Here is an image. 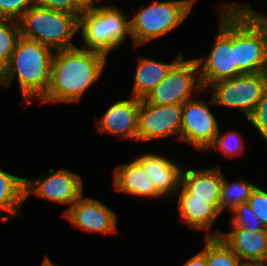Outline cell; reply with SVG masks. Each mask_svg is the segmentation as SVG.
<instances>
[{
    "mask_svg": "<svg viewBox=\"0 0 267 266\" xmlns=\"http://www.w3.org/2000/svg\"><path fill=\"white\" fill-rule=\"evenodd\" d=\"M54 53L53 49L40 42L20 37L6 63L0 86L8 89L13 82L18 81L22 104L35 103L33 100L39 102L50 85Z\"/></svg>",
    "mask_w": 267,
    "mask_h": 266,
    "instance_id": "obj_2",
    "label": "cell"
},
{
    "mask_svg": "<svg viewBox=\"0 0 267 266\" xmlns=\"http://www.w3.org/2000/svg\"><path fill=\"white\" fill-rule=\"evenodd\" d=\"M20 37L18 21L0 17V83L6 70V63L10 60Z\"/></svg>",
    "mask_w": 267,
    "mask_h": 266,
    "instance_id": "obj_25",
    "label": "cell"
},
{
    "mask_svg": "<svg viewBox=\"0 0 267 266\" xmlns=\"http://www.w3.org/2000/svg\"><path fill=\"white\" fill-rule=\"evenodd\" d=\"M79 16L33 5L18 20L20 36L40 42L54 51L74 48Z\"/></svg>",
    "mask_w": 267,
    "mask_h": 266,
    "instance_id": "obj_7",
    "label": "cell"
},
{
    "mask_svg": "<svg viewBox=\"0 0 267 266\" xmlns=\"http://www.w3.org/2000/svg\"><path fill=\"white\" fill-rule=\"evenodd\" d=\"M247 121L267 145V87Z\"/></svg>",
    "mask_w": 267,
    "mask_h": 266,
    "instance_id": "obj_27",
    "label": "cell"
},
{
    "mask_svg": "<svg viewBox=\"0 0 267 266\" xmlns=\"http://www.w3.org/2000/svg\"><path fill=\"white\" fill-rule=\"evenodd\" d=\"M183 56L162 80L144 99L155 105L183 104L195 97L203 87L199 78V67L194 58Z\"/></svg>",
    "mask_w": 267,
    "mask_h": 266,
    "instance_id": "obj_10",
    "label": "cell"
},
{
    "mask_svg": "<svg viewBox=\"0 0 267 266\" xmlns=\"http://www.w3.org/2000/svg\"><path fill=\"white\" fill-rule=\"evenodd\" d=\"M74 228L88 234H118V214L99 199L86 197L84 193L63 214Z\"/></svg>",
    "mask_w": 267,
    "mask_h": 266,
    "instance_id": "obj_13",
    "label": "cell"
},
{
    "mask_svg": "<svg viewBox=\"0 0 267 266\" xmlns=\"http://www.w3.org/2000/svg\"><path fill=\"white\" fill-rule=\"evenodd\" d=\"M267 87V72L242 74L220 80L208 89L215 105L237 110L248 119Z\"/></svg>",
    "mask_w": 267,
    "mask_h": 266,
    "instance_id": "obj_8",
    "label": "cell"
},
{
    "mask_svg": "<svg viewBox=\"0 0 267 266\" xmlns=\"http://www.w3.org/2000/svg\"><path fill=\"white\" fill-rule=\"evenodd\" d=\"M33 5V0H0V17L18 21Z\"/></svg>",
    "mask_w": 267,
    "mask_h": 266,
    "instance_id": "obj_28",
    "label": "cell"
},
{
    "mask_svg": "<svg viewBox=\"0 0 267 266\" xmlns=\"http://www.w3.org/2000/svg\"><path fill=\"white\" fill-rule=\"evenodd\" d=\"M176 198V199H175ZM177 203V216L179 222L187 228L195 231L205 232V237H219L223 230L215 228L213 225L221 214L210 204L198 198H191V193L180 183L174 197Z\"/></svg>",
    "mask_w": 267,
    "mask_h": 266,
    "instance_id": "obj_15",
    "label": "cell"
},
{
    "mask_svg": "<svg viewBox=\"0 0 267 266\" xmlns=\"http://www.w3.org/2000/svg\"><path fill=\"white\" fill-rule=\"evenodd\" d=\"M184 56L180 51L171 62L166 63L156 59L138 56L134 70V79L130 96L145 99L147 95L168 75L171 68Z\"/></svg>",
    "mask_w": 267,
    "mask_h": 266,
    "instance_id": "obj_19",
    "label": "cell"
},
{
    "mask_svg": "<svg viewBox=\"0 0 267 266\" xmlns=\"http://www.w3.org/2000/svg\"><path fill=\"white\" fill-rule=\"evenodd\" d=\"M128 98L115 100L97 119L95 126L98 133L137 143L140 99L130 95Z\"/></svg>",
    "mask_w": 267,
    "mask_h": 266,
    "instance_id": "obj_14",
    "label": "cell"
},
{
    "mask_svg": "<svg viewBox=\"0 0 267 266\" xmlns=\"http://www.w3.org/2000/svg\"><path fill=\"white\" fill-rule=\"evenodd\" d=\"M75 1L83 10L95 8L98 5H101L97 4L100 2V0H75Z\"/></svg>",
    "mask_w": 267,
    "mask_h": 266,
    "instance_id": "obj_32",
    "label": "cell"
},
{
    "mask_svg": "<svg viewBox=\"0 0 267 266\" xmlns=\"http://www.w3.org/2000/svg\"><path fill=\"white\" fill-rule=\"evenodd\" d=\"M198 95L182 104L180 142L203 152L219 132L220 123L211 107L216 106L212 95L202 99ZM198 98V99H197Z\"/></svg>",
    "mask_w": 267,
    "mask_h": 266,
    "instance_id": "obj_9",
    "label": "cell"
},
{
    "mask_svg": "<svg viewBox=\"0 0 267 266\" xmlns=\"http://www.w3.org/2000/svg\"><path fill=\"white\" fill-rule=\"evenodd\" d=\"M240 266H267V262L242 261Z\"/></svg>",
    "mask_w": 267,
    "mask_h": 266,
    "instance_id": "obj_33",
    "label": "cell"
},
{
    "mask_svg": "<svg viewBox=\"0 0 267 266\" xmlns=\"http://www.w3.org/2000/svg\"><path fill=\"white\" fill-rule=\"evenodd\" d=\"M219 237L242 261L267 262V230L229 229Z\"/></svg>",
    "mask_w": 267,
    "mask_h": 266,
    "instance_id": "obj_20",
    "label": "cell"
},
{
    "mask_svg": "<svg viewBox=\"0 0 267 266\" xmlns=\"http://www.w3.org/2000/svg\"><path fill=\"white\" fill-rule=\"evenodd\" d=\"M200 250L207 260V266H240L242 260L220 237H204Z\"/></svg>",
    "mask_w": 267,
    "mask_h": 266,
    "instance_id": "obj_24",
    "label": "cell"
},
{
    "mask_svg": "<svg viewBox=\"0 0 267 266\" xmlns=\"http://www.w3.org/2000/svg\"><path fill=\"white\" fill-rule=\"evenodd\" d=\"M169 157L153 151L141 152L134 157L167 202L173 201L180 184L182 168L186 165Z\"/></svg>",
    "mask_w": 267,
    "mask_h": 266,
    "instance_id": "obj_16",
    "label": "cell"
},
{
    "mask_svg": "<svg viewBox=\"0 0 267 266\" xmlns=\"http://www.w3.org/2000/svg\"><path fill=\"white\" fill-rule=\"evenodd\" d=\"M84 193V180L81 175L59 168H50L47 175L25 178V201L35 195L49 202L67 205L62 214Z\"/></svg>",
    "mask_w": 267,
    "mask_h": 266,
    "instance_id": "obj_11",
    "label": "cell"
},
{
    "mask_svg": "<svg viewBox=\"0 0 267 266\" xmlns=\"http://www.w3.org/2000/svg\"><path fill=\"white\" fill-rule=\"evenodd\" d=\"M182 104L155 105L140 99L137 142L174 137L180 142Z\"/></svg>",
    "mask_w": 267,
    "mask_h": 266,
    "instance_id": "obj_12",
    "label": "cell"
},
{
    "mask_svg": "<svg viewBox=\"0 0 267 266\" xmlns=\"http://www.w3.org/2000/svg\"><path fill=\"white\" fill-rule=\"evenodd\" d=\"M25 201V178L0 169V222L22 216Z\"/></svg>",
    "mask_w": 267,
    "mask_h": 266,
    "instance_id": "obj_21",
    "label": "cell"
},
{
    "mask_svg": "<svg viewBox=\"0 0 267 266\" xmlns=\"http://www.w3.org/2000/svg\"><path fill=\"white\" fill-rule=\"evenodd\" d=\"M239 176L238 180H229L224 172L220 192V214H227L237 205L247 203L253 189L257 186L247 179ZM225 212V213H223Z\"/></svg>",
    "mask_w": 267,
    "mask_h": 266,
    "instance_id": "obj_22",
    "label": "cell"
},
{
    "mask_svg": "<svg viewBox=\"0 0 267 266\" xmlns=\"http://www.w3.org/2000/svg\"><path fill=\"white\" fill-rule=\"evenodd\" d=\"M107 63L108 56L105 54L78 45L55 51L50 85L40 104H79L89 88L103 77Z\"/></svg>",
    "mask_w": 267,
    "mask_h": 266,
    "instance_id": "obj_1",
    "label": "cell"
},
{
    "mask_svg": "<svg viewBox=\"0 0 267 266\" xmlns=\"http://www.w3.org/2000/svg\"><path fill=\"white\" fill-rule=\"evenodd\" d=\"M228 224L229 229L243 230H266L263 223L254 215L248 203L237 205L229 213Z\"/></svg>",
    "mask_w": 267,
    "mask_h": 266,
    "instance_id": "obj_26",
    "label": "cell"
},
{
    "mask_svg": "<svg viewBox=\"0 0 267 266\" xmlns=\"http://www.w3.org/2000/svg\"><path fill=\"white\" fill-rule=\"evenodd\" d=\"M40 266H59L58 264H56L55 262H53L49 256H46L43 259V262L40 264Z\"/></svg>",
    "mask_w": 267,
    "mask_h": 266,
    "instance_id": "obj_34",
    "label": "cell"
},
{
    "mask_svg": "<svg viewBox=\"0 0 267 266\" xmlns=\"http://www.w3.org/2000/svg\"><path fill=\"white\" fill-rule=\"evenodd\" d=\"M182 264V266H207V260L206 256L201 251H198Z\"/></svg>",
    "mask_w": 267,
    "mask_h": 266,
    "instance_id": "obj_31",
    "label": "cell"
},
{
    "mask_svg": "<svg viewBox=\"0 0 267 266\" xmlns=\"http://www.w3.org/2000/svg\"><path fill=\"white\" fill-rule=\"evenodd\" d=\"M222 169L220 165L203 169L186 165L182 168L180 183L191 193V198L204 200L220 213Z\"/></svg>",
    "mask_w": 267,
    "mask_h": 266,
    "instance_id": "obj_18",
    "label": "cell"
},
{
    "mask_svg": "<svg viewBox=\"0 0 267 266\" xmlns=\"http://www.w3.org/2000/svg\"><path fill=\"white\" fill-rule=\"evenodd\" d=\"M260 186V183H258L253 189L247 203L254 212V215L263 223L267 230V191Z\"/></svg>",
    "mask_w": 267,
    "mask_h": 266,
    "instance_id": "obj_29",
    "label": "cell"
},
{
    "mask_svg": "<svg viewBox=\"0 0 267 266\" xmlns=\"http://www.w3.org/2000/svg\"><path fill=\"white\" fill-rule=\"evenodd\" d=\"M235 5V64L242 74L267 72V15L249 3Z\"/></svg>",
    "mask_w": 267,
    "mask_h": 266,
    "instance_id": "obj_3",
    "label": "cell"
},
{
    "mask_svg": "<svg viewBox=\"0 0 267 266\" xmlns=\"http://www.w3.org/2000/svg\"><path fill=\"white\" fill-rule=\"evenodd\" d=\"M217 10L219 24L212 48L207 55L195 57L204 90L220 80L242 75L235 64V5L221 2Z\"/></svg>",
    "mask_w": 267,
    "mask_h": 266,
    "instance_id": "obj_5",
    "label": "cell"
},
{
    "mask_svg": "<svg viewBox=\"0 0 267 266\" xmlns=\"http://www.w3.org/2000/svg\"><path fill=\"white\" fill-rule=\"evenodd\" d=\"M129 17L123 8L108 3L83 10L79 16L78 46L109 57L131 39Z\"/></svg>",
    "mask_w": 267,
    "mask_h": 266,
    "instance_id": "obj_4",
    "label": "cell"
},
{
    "mask_svg": "<svg viewBox=\"0 0 267 266\" xmlns=\"http://www.w3.org/2000/svg\"><path fill=\"white\" fill-rule=\"evenodd\" d=\"M34 6L80 15L83 9L75 0H33Z\"/></svg>",
    "mask_w": 267,
    "mask_h": 266,
    "instance_id": "obj_30",
    "label": "cell"
},
{
    "mask_svg": "<svg viewBox=\"0 0 267 266\" xmlns=\"http://www.w3.org/2000/svg\"><path fill=\"white\" fill-rule=\"evenodd\" d=\"M214 136L213 141L207 146L203 151L207 153L209 150H216L224 158H230L229 160H234V158L243 157L246 153V138L241 132L236 129L228 128L226 131H221Z\"/></svg>",
    "mask_w": 267,
    "mask_h": 266,
    "instance_id": "obj_23",
    "label": "cell"
},
{
    "mask_svg": "<svg viewBox=\"0 0 267 266\" xmlns=\"http://www.w3.org/2000/svg\"><path fill=\"white\" fill-rule=\"evenodd\" d=\"M198 0H151L150 4L133 9L130 17L131 40L135 47L166 37L192 13Z\"/></svg>",
    "mask_w": 267,
    "mask_h": 266,
    "instance_id": "obj_6",
    "label": "cell"
},
{
    "mask_svg": "<svg viewBox=\"0 0 267 266\" xmlns=\"http://www.w3.org/2000/svg\"><path fill=\"white\" fill-rule=\"evenodd\" d=\"M128 163L117 164L112 172L114 191L144 200L166 199L157 191L144 168L133 158Z\"/></svg>",
    "mask_w": 267,
    "mask_h": 266,
    "instance_id": "obj_17",
    "label": "cell"
}]
</instances>
